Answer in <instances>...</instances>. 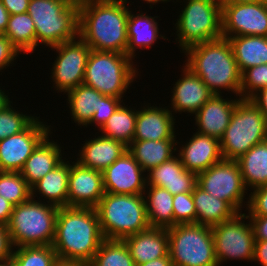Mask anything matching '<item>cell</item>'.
Returning a JSON list of instances; mask_svg holds the SVG:
<instances>
[{
    "label": "cell",
    "mask_w": 267,
    "mask_h": 266,
    "mask_svg": "<svg viewBox=\"0 0 267 266\" xmlns=\"http://www.w3.org/2000/svg\"><path fill=\"white\" fill-rule=\"evenodd\" d=\"M130 2L79 0V37L91 50L126 54Z\"/></svg>",
    "instance_id": "cell-1"
},
{
    "label": "cell",
    "mask_w": 267,
    "mask_h": 266,
    "mask_svg": "<svg viewBox=\"0 0 267 266\" xmlns=\"http://www.w3.org/2000/svg\"><path fill=\"white\" fill-rule=\"evenodd\" d=\"M104 240L95 208H59L52 244L59 261L89 264Z\"/></svg>",
    "instance_id": "cell-2"
},
{
    "label": "cell",
    "mask_w": 267,
    "mask_h": 266,
    "mask_svg": "<svg viewBox=\"0 0 267 266\" xmlns=\"http://www.w3.org/2000/svg\"><path fill=\"white\" fill-rule=\"evenodd\" d=\"M182 53L186 55L183 65L198 75L213 94L223 95L227 91L226 95L240 97L241 72L228 39L196 44Z\"/></svg>",
    "instance_id": "cell-3"
},
{
    "label": "cell",
    "mask_w": 267,
    "mask_h": 266,
    "mask_svg": "<svg viewBox=\"0 0 267 266\" xmlns=\"http://www.w3.org/2000/svg\"><path fill=\"white\" fill-rule=\"evenodd\" d=\"M27 13L36 29V48L79 37V0H30Z\"/></svg>",
    "instance_id": "cell-4"
},
{
    "label": "cell",
    "mask_w": 267,
    "mask_h": 266,
    "mask_svg": "<svg viewBox=\"0 0 267 266\" xmlns=\"http://www.w3.org/2000/svg\"><path fill=\"white\" fill-rule=\"evenodd\" d=\"M182 9L175 20V44L180 52L222 38V4L219 0H176ZM184 3V4H183ZM177 30V31H176Z\"/></svg>",
    "instance_id": "cell-5"
},
{
    "label": "cell",
    "mask_w": 267,
    "mask_h": 266,
    "mask_svg": "<svg viewBox=\"0 0 267 266\" xmlns=\"http://www.w3.org/2000/svg\"><path fill=\"white\" fill-rule=\"evenodd\" d=\"M95 209L105 239L124 240L150 227L144 195L105 192Z\"/></svg>",
    "instance_id": "cell-6"
},
{
    "label": "cell",
    "mask_w": 267,
    "mask_h": 266,
    "mask_svg": "<svg viewBox=\"0 0 267 266\" xmlns=\"http://www.w3.org/2000/svg\"><path fill=\"white\" fill-rule=\"evenodd\" d=\"M135 63L126 54L91 50L83 83L102 95L123 99L140 76Z\"/></svg>",
    "instance_id": "cell-7"
},
{
    "label": "cell",
    "mask_w": 267,
    "mask_h": 266,
    "mask_svg": "<svg viewBox=\"0 0 267 266\" xmlns=\"http://www.w3.org/2000/svg\"><path fill=\"white\" fill-rule=\"evenodd\" d=\"M58 210L31 197L14 206L7 225L14 248L52 245Z\"/></svg>",
    "instance_id": "cell-8"
},
{
    "label": "cell",
    "mask_w": 267,
    "mask_h": 266,
    "mask_svg": "<svg viewBox=\"0 0 267 266\" xmlns=\"http://www.w3.org/2000/svg\"><path fill=\"white\" fill-rule=\"evenodd\" d=\"M267 140V119L250 99H240L220 139L223 159L237 160L254 145Z\"/></svg>",
    "instance_id": "cell-9"
},
{
    "label": "cell",
    "mask_w": 267,
    "mask_h": 266,
    "mask_svg": "<svg viewBox=\"0 0 267 266\" xmlns=\"http://www.w3.org/2000/svg\"><path fill=\"white\" fill-rule=\"evenodd\" d=\"M167 232L173 266H219L211 227L198 223L176 224Z\"/></svg>",
    "instance_id": "cell-10"
},
{
    "label": "cell",
    "mask_w": 267,
    "mask_h": 266,
    "mask_svg": "<svg viewBox=\"0 0 267 266\" xmlns=\"http://www.w3.org/2000/svg\"><path fill=\"white\" fill-rule=\"evenodd\" d=\"M246 220V221H245ZM212 229L215 256L219 266L224 262H251L254 257V230L252 224L243 212H238L231 219L217 224ZM228 260V261H227Z\"/></svg>",
    "instance_id": "cell-11"
},
{
    "label": "cell",
    "mask_w": 267,
    "mask_h": 266,
    "mask_svg": "<svg viewBox=\"0 0 267 266\" xmlns=\"http://www.w3.org/2000/svg\"><path fill=\"white\" fill-rule=\"evenodd\" d=\"M197 185L210 195L225 200L237 213L247 208L249 193L237 160L222 159L197 174Z\"/></svg>",
    "instance_id": "cell-12"
},
{
    "label": "cell",
    "mask_w": 267,
    "mask_h": 266,
    "mask_svg": "<svg viewBox=\"0 0 267 266\" xmlns=\"http://www.w3.org/2000/svg\"><path fill=\"white\" fill-rule=\"evenodd\" d=\"M56 57L50 69L52 88L63 95L83 83L85 68L91 48L78 37L69 42L50 47Z\"/></svg>",
    "instance_id": "cell-13"
},
{
    "label": "cell",
    "mask_w": 267,
    "mask_h": 266,
    "mask_svg": "<svg viewBox=\"0 0 267 266\" xmlns=\"http://www.w3.org/2000/svg\"><path fill=\"white\" fill-rule=\"evenodd\" d=\"M222 4V37H267V0Z\"/></svg>",
    "instance_id": "cell-14"
},
{
    "label": "cell",
    "mask_w": 267,
    "mask_h": 266,
    "mask_svg": "<svg viewBox=\"0 0 267 266\" xmlns=\"http://www.w3.org/2000/svg\"><path fill=\"white\" fill-rule=\"evenodd\" d=\"M39 118L40 114L25 130L0 141V171L20 172L34 149L51 133L54 125Z\"/></svg>",
    "instance_id": "cell-15"
},
{
    "label": "cell",
    "mask_w": 267,
    "mask_h": 266,
    "mask_svg": "<svg viewBox=\"0 0 267 266\" xmlns=\"http://www.w3.org/2000/svg\"><path fill=\"white\" fill-rule=\"evenodd\" d=\"M146 172L127 150L103 171L104 192L110 194L144 195Z\"/></svg>",
    "instance_id": "cell-16"
},
{
    "label": "cell",
    "mask_w": 267,
    "mask_h": 266,
    "mask_svg": "<svg viewBox=\"0 0 267 266\" xmlns=\"http://www.w3.org/2000/svg\"><path fill=\"white\" fill-rule=\"evenodd\" d=\"M103 172L70 161L67 206L95 208L104 196Z\"/></svg>",
    "instance_id": "cell-17"
},
{
    "label": "cell",
    "mask_w": 267,
    "mask_h": 266,
    "mask_svg": "<svg viewBox=\"0 0 267 266\" xmlns=\"http://www.w3.org/2000/svg\"><path fill=\"white\" fill-rule=\"evenodd\" d=\"M182 67L180 78L172 84L168 108L174 116L186 112L193 116L214 94L198 75L185 65Z\"/></svg>",
    "instance_id": "cell-18"
},
{
    "label": "cell",
    "mask_w": 267,
    "mask_h": 266,
    "mask_svg": "<svg viewBox=\"0 0 267 266\" xmlns=\"http://www.w3.org/2000/svg\"><path fill=\"white\" fill-rule=\"evenodd\" d=\"M137 109L135 134L133 140H154L177 139L175 128L176 117L168 106H157L151 103H140ZM143 105V106H142ZM140 109V110H139Z\"/></svg>",
    "instance_id": "cell-19"
},
{
    "label": "cell",
    "mask_w": 267,
    "mask_h": 266,
    "mask_svg": "<svg viewBox=\"0 0 267 266\" xmlns=\"http://www.w3.org/2000/svg\"><path fill=\"white\" fill-rule=\"evenodd\" d=\"M181 142L177 140L176 154L186 170L195 174L207 170L223 159L220 140L215 137L195 131L184 143L182 139Z\"/></svg>",
    "instance_id": "cell-20"
},
{
    "label": "cell",
    "mask_w": 267,
    "mask_h": 266,
    "mask_svg": "<svg viewBox=\"0 0 267 266\" xmlns=\"http://www.w3.org/2000/svg\"><path fill=\"white\" fill-rule=\"evenodd\" d=\"M224 95L214 94L193 115L196 132L221 139L228 127L234 109L240 97L226 98Z\"/></svg>",
    "instance_id": "cell-21"
},
{
    "label": "cell",
    "mask_w": 267,
    "mask_h": 266,
    "mask_svg": "<svg viewBox=\"0 0 267 266\" xmlns=\"http://www.w3.org/2000/svg\"><path fill=\"white\" fill-rule=\"evenodd\" d=\"M147 185L167 189L172 195L192 192L197 185V174L186 170L176 154L173 158L146 173Z\"/></svg>",
    "instance_id": "cell-22"
},
{
    "label": "cell",
    "mask_w": 267,
    "mask_h": 266,
    "mask_svg": "<svg viewBox=\"0 0 267 266\" xmlns=\"http://www.w3.org/2000/svg\"><path fill=\"white\" fill-rule=\"evenodd\" d=\"M52 134L53 131L38 144L20 171L30 188L66 158L64 145L53 140Z\"/></svg>",
    "instance_id": "cell-23"
},
{
    "label": "cell",
    "mask_w": 267,
    "mask_h": 266,
    "mask_svg": "<svg viewBox=\"0 0 267 266\" xmlns=\"http://www.w3.org/2000/svg\"><path fill=\"white\" fill-rule=\"evenodd\" d=\"M134 10H129L128 21H127V38L128 45L126 49V55L131 57L133 60L137 57L141 50H147L153 48V45L158 40H168L166 34H160V24L157 21L159 16H149L147 12H143L142 9L135 13ZM147 14V15H146ZM166 36V37H165ZM139 51H138V50ZM136 51H138L136 53Z\"/></svg>",
    "instance_id": "cell-24"
},
{
    "label": "cell",
    "mask_w": 267,
    "mask_h": 266,
    "mask_svg": "<svg viewBox=\"0 0 267 266\" xmlns=\"http://www.w3.org/2000/svg\"><path fill=\"white\" fill-rule=\"evenodd\" d=\"M97 136V137H96ZM95 137V138H94ZM90 139L86 138L76 155L77 161L82 166L103 172L113 162H115L124 152L127 146L122 142L95 133Z\"/></svg>",
    "instance_id": "cell-25"
},
{
    "label": "cell",
    "mask_w": 267,
    "mask_h": 266,
    "mask_svg": "<svg viewBox=\"0 0 267 266\" xmlns=\"http://www.w3.org/2000/svg\"><path fill=\"white\" fill-rule=\"evenodd\" d=\"M136 265L165 257L169 254V238L165 228L148 229L124 239Z\"/></svg>",
    "instance_id": "cell-26"
},
{
    "label": "cell",
    "mask_w": 267,
    "mask_h": 266,
    "mask_svg": "<svg viewBox=\"0 0 267 266\" xmlns=\"http://www.w3.org/2000/svg\"><path fill=\"white\" fill-rule=\"evenodd\" d=\"M69 174L70 159L65 158L56 168L31 187V198L36 199L37 197V200L58 208L66 207Z\"/></svg>",
    "instance_id": "cell-27"
},
{
    "label": "cell",
    "mask_w": 267,
    "mask_h": 266,
    "mask_svg": "<svg viewBox=\"0 0 267 266\" xmlns=\"http://www.w3.org/2000/svg\"><path fill=\"white\" fill-rule=\"evenodd\" d=\"M127 150L147 173L152 168L159 166L176 155L177 140H133Z\"/></svg>",
    "instance_id": "cell-28"
},
{
    "label": "cell",
    "mask_w": 267,
    "mask_h": 266,
    "mask_svg": "<svg viewBox=\"0 0 267 266\" xmlns=\"http://www.w3.org/2000/svg\"><path fill=\"white\" fill-rule=\"evenodd\" d=\"M192 196L198 224L213 227L237 214L225 200L210 195L198 185L192 191Z\"/></svg>",
    "instance_id": "cell-29"
},
{
    "label": "cell",
    "mask_w": 267,
    "mask_h": 266,
    "mask_svg": "<svg viewBox=\"0 0 267 266\" xmlns=\"http://www.w3.org/2000/svg\"><path fill=\"white\" fill-rule=\"evenodd\" d=\"M173 197L167 189L146 186L144 198L150 227L168 229L174 226Z\"/></svg>",
    "instance_id": "cell-30"
},
{
    "label": "cell",
    "mask_w": 267,
    "mask_h": 266,
    "mask_svg": "<svg viewBox=\"0 0 267 266\" xmlns=\"http://www.w3.org/2000/svg\"><path fill=\"white\" fill-rule=\"evenodd\" d=\"M103 95L96 89L85 85H78L66 93L67 106L70 109V117L76 126L86 127L92 120L94 113L98 110L99 99Z\"/></svg>",
    "instance_id": "cell-31"
},
{
    "label": "cell",
    "mask_w": 267,
    "mask_h": 266,
    "mask_svg": "<svg viewBox=\"0 0 267 266\" xmlns=\"http://www.w3.org/2000/svg\"><path fill=\"white\" fill-rule=\"evenodd\" d=\"M228 40L241 74L251 67L267 64V37L236 36Z\"/></svg>",
    "instance_id": "cell-32"
},
{
    "label": "cell",
    "mask_w": 267,
    "mask_h": 266,
    "mask_svg": "<svg viewBox=\"0 0 267 266\" xmlns=\"http://www.w3.org/2000/svg\"><path fill=\"white\" fill-rule=\"evenodd\" d=\"M237 162L248 191L267 185V140L254 145Z\"/></svg>",
    "instance_id": "cell-33"
},
{
    "label": "cell",
    "mask_w": 267,
    "mask_h": 266,
    "mask_svg": "<svg viewBox=\"0 0 267 266\" xmlns=\"http://www.w3.org/2000/svg\"><path fill=\"white\" fill-rule=\"evenodd\" d=\"M137 108L122 104L96 133L129 146L135 134Z\"/></svg>",
    "instance_id": "cell-34"
},
{
    "label": "cell",
    "mask_w": 267,
    "mask_h": 266,
    "mask_svg": "<svg viewBox=\"0 0 267 266\" xmlns=\"http://www.w3.org/2000/svg\"><path fill=\"white\" fill-rule=\"evenodd\" d=\"M23 54L36 52V29L33 19L25 12L9 16L8 25L3 33Z\"/></svg>",
    "instance_id": "cell-35"
},
{
    "label": "cell",
    "mask_w": 267,
    "mask_h": 266,
    "mask_svg": "<svg viewBox=\"0 0 267 266\" xmlns=\"http://www.w3.org/2000/svg\"><path fill=\"white\" fill-rule=\"evenodd\" d=\"M90 266H137L124 240L105 239L95 253Z\"/></svg>",
    "instance_id": "cell-36"
},
{
    "label": "cell",
    "mask_w": 267,
    "mask_h": 266,
    "mask_svg": "<svg viewBox=\"0 0 267 266\" xmlns=\"http://www.w3.org/2000/svg\"><path fill=\"white\" fill-rule=\"evenodd\" d=\"M12 259L16 266H56L59 262L52 245L16 247Z\"/></svg>",
    "instance_id": "cell-37"
},
{
    "label": "cell",
    "mask_w": 267,
    "mask_h": 266,
    "mask_svg": "<svg viewBox=\"0 0 267 266\" xmlns=\"http://www.w3.org/2000/svg\"><path fill=\"white\" fill-rule=\"evenodd\" d=\"M0 196L16 206L31 197V188L20 172L0 171Z\"/></svg>",
    "instance_id": "cell-38"
},
{
    "label": "cell",
    "mask_w": 267,
    "mask_h": 266,
    "mask_svg": "<svg viewBox=\"0 0 267 266\" xmlns=\"http://www.w3.org/2000/svg\"><path fill=\"white\" fill-rule=\"evenodd\" d=\"M13 105L12 101L0 111V141L22 132L38 117L20 112Z\"/></svg>",
    "instance_id": "cell-39"
},
{
    "label": "cell",
    "mask_w": 267,
    "mask_h": 266,
    "mask_svg": "<svg viewBox=\"0 0 267 266\" xmlns=\"http://www.w3.org/2000/svg\"><path fill=\"white\" fill-rule=\"evenodd\" d=\"M264 87H267V64L251 67L241 74V99H250Z\"/></svg>",
    "instance_id": "cell-40"
},
{
    "label": "cell",
    "mask_w": 267,
    "mask_h": 266,
    "mask_svg": "<svg viewBox=\"0 0 267 266\" xmlns=\"http://www.w3.org/2000/svg\"><path fill=\"white\" fill-rule=\"evenodd\" d=\"M174 226L196 223V210L192 192L179 193L173 197Z\"/></svg>",
    "instance_id": "cell-41"
},
{
    "label": "cell",
    "mask_w": 267,
    "mask_h": 266,
    "mask_svg": "<svg viewBox=\"0 0 267 266\" xmlns=\"http://www.w3.org/2000/svg\"><path fill=\"white\" fill-rule=\"evenodd\" d=\"M125 99L116 98L112 96L103 95L99 99L98 110L94 113L91 122L85 127L94 126L100 130L101 127L107 122V120L112 116V114L124 103Z\"/></svg>",
    "instance_id": "cell-42"
},
{
    "label": "cell",
    "mask_w": 267,
    "mask_h": 266,
    "mask_svg": "<svg viewBox=\"0 0 267 266\" xmlns=\"http://www.w3.org/2000/svg\"><path fill=\"white\" fill-rule=\"evenodd\" d=\"M245 212L247 216H267V185L250 191Z\"/></svg>",
    "instance_id": "cell-43"
},
{
    "label": "cell",
    "mask_w": 267,
    "mask_h": 266,
    "mask_svg": "<svg viewBox=\"0 0 267 266\" xmlns=\"http://www.w3.org/2000/svg\"><path fill=\"white\" fill-rule=\"evenodd\" d=\"M19 55H21L20 51L12 42L5 35L0 34V75L17 61Z\"/></svg>",
    "instance_id": "cell-44"
},
{
    "label": "cell",
    "mask_w": 267,
    "mask_h": 266,
    "mask_svg": "<svg viewBox=\"0 0 267 266\" xmlns=\"http://www.w3.org/2000/svg\"><path fill=\"white\" fill-rule=\"evenodd\" d=\"M14 246L6 225L0 224V261L12 258Z\"/></svg>",
    "instance_id": "cell-45"
},
{
    "label": "cell",
    "mask_w": 267,
    "mask_h": 266,
    "mask_svg": "<svg viewBox=\"0 0 267 266\" xmlns=\"http://www.w3.org/2000/svg\"><path fill=\"white\" fill-rule=\"evenodd\" d=\"M255 240H267V216H248Z\"/></svg>",
    "instance_id": "cell-46"
},
{
    "label": "cell",
    "mask_w": 267,
    "mask_h": 266,
    "mask_svg": "<svg viewBox=\"0 0 267 266\" xmlns=\"http://www.w3.org/2000/svg\"><path fill=\"white\" fill-rule=\"evenodd\" d=\"M260 266H267V240H255L253 261Z\"/></svg>",
    "instance_id": "cell-47"
},
{
    "label": "cell",
    "mask_w": 267,
    "mask_h": 266,
    "mask_svg": "<svg viewBox=\"0 0 267 266\" xmlns=\"http://www.w3.org/2000/svg\"><path fill=\"white\" fill-rule=\"evenodd\" d=\"M10 15L25 13L30 0H0Z\"/></svg>",
    "instance_id": "cell-48"
},
{
    "label": "cell",
    "mask_w": 267,
    "mask_h": 266,
    "mask_svg": "<svg viewBox=\"0 0 267 266\" xmlns=\"http://www.w3.org/2000/svg\"><path fill=\"white\" fill-rule=\"evenodd\" d=\"M250 100L254 102L267 119V87L260 89L250 98Z\"/></svg>",
    "instance_id": "cell-49"
},
{
    "label": "cell",
    "mask_w": 267,
    "mask_h": 266,
    "mask_svg": "<svg viewBox=\"0 0 267 266\" xmlns=\"http://www.w3.org/2000/svg\"><path fill=\"white\" fill-rule=\"evenodd\" d=\"M14 205L0 196V224L8 225Z\"/></svg>",
    "instance_id": "cell-50"
},
{
    "label": "cell",
    "mask_w": 267,
    "mask_h": 266,
    "mask_svg": "<svg viewBox=\"0 0 267 266\" xmlns=\"http://www.w3.org/2000/svg\"><path fill=\"white\" fill-rule=\"evenodd\" d=\"M9 16V12L0 1V34H3L5 32L8 25Z\"/></svg>",
    "instance_id": "cell-51"
},
{
    "label": "cell",
    "mask_w": 267,
    "mask_h": 266,
    "mask_svg": "<svg viewBox=\"0 0 267 266\" xmlns=\"http://www.w3.org/2000/svg\"><path fill=\"white\" fill-rule=\"evenodd\" d=\"M137 266H173L171 258L169 257V254L165 257H161L155 260L148 261L144 264H140Z\"/></svg>",
    "instance_id": "cell-52"
},
{
    "label": "cell",
    "mask_w": 267,
    "mask_h": 266,
    "mask_svg": "<svg viewBox=\"0 0 267 266\" xmlns=\"http://www.w3.org/2000/svg\"><path fill=\"white\" fill-rule=\"evenodd\" d=\"M4 87L5 86L2 87V85L0 86V111L12 102V100H10L9 92L6 91Z\"/></svg>",
    "instance_id": "cell-53"
},
{
    "label": "cell",
    "mask_w": 267,
    "mask_h": 266,
    "mask_svg": "<svg viewBox=\"0 0 267 266\" xmlns=\"http://www.w3.org/2000/svg\"><path fill=\"white\" fill-rule=\"evenodd\" d=\"M56 266H90L87 263L59 261Z\"/></svg>",
    "instance_id": "cell-54"
},
{
    "label": "cell",
    "mask_w": 267,
    "mask_h": 266,
    "mask_svg": "<svg viewBox=\"0 0 267 266\" xmlns=\"http://www.w3.org/2000/svg\"><path fill=\"white\" fill-rule=\"evenodd\" d=\"M221 3H253L266 0H219Z\"/></svg>",
    "instance_id": "cell-55"
},
{
    "label": "cell",
    "mask_w": 267,
    "mask_h": 266,
    "mask_svg": "<svg viewBox=\"0 0 267 266\" xmlns=\"http://www.w3.org/2000/svg\"><path fill=\"white\" fill-rule=\"evenodd\" d=\"M140 1H144V2H146L150 7V9H153V5H156V4H160V2L161 3H163L164 2V4L165 3H167V2H170V1H172V0H140Z\"/></svg>",
    "instance_id": "cell-56"
},
{
    "label": "cell",
    "mask_w": 267,
    "mask_h": 266,
    "mask_svg": "<svg viewBox=\"0 0 267 266\" xmlns=\"http://www.w3.org/2000/svg\"><path fill=\"white\" fill-rule=\"evenodd\" d=\"M14 264V261L12 258L0 261V266H12Z\"/></svg>",
    "instance_id": "cell-57"
}]
</instances>
